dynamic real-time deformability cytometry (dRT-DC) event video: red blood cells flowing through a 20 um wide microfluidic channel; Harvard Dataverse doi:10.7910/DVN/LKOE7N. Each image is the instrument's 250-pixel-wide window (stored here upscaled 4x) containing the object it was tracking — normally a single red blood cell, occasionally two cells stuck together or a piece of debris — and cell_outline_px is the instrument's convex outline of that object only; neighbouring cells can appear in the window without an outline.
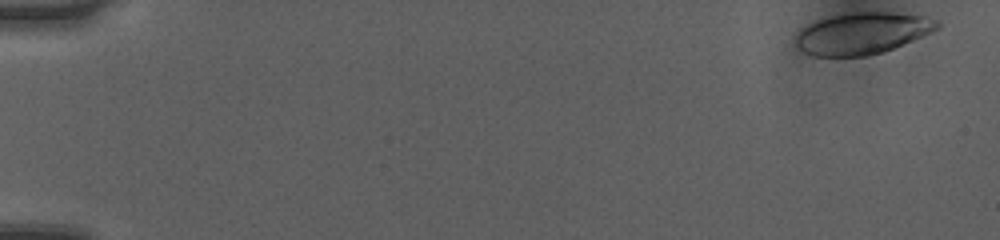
{"species": "human", "species_latin": "Homo sapiens", "temperature_condition": "room temperature", "stored_images_in_passage": 44, "camera_frame_rate_fps": 3000, "um_per_image_px": 0.085, "donor": {"sex": "female"}, "frame": {"image": 1, "passage_image": 1, "time_ms": 0.0, "image_size_px": [1000, 240], "cell_outline_px": [[940, 28], [932, 32], [884, 52], [864, 56], [812, 56], [796, 48], [796, 32], [800, 28], [816, 20], [832, 16], [852, 12], [888, 12], [924, 16], [940, 20]], "centroid_in_image_um": [73.28, 2.83], "position_along_channel_um": 11.7, "area_um2": 34.56}}
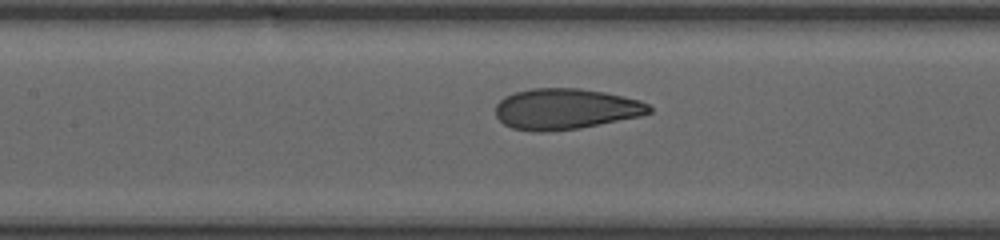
{"frame": {"image": 2, "passage_image": 24, "time_ms": 7.667, "image_size_px": [1000, 240], "cell_outline_px": [[652, 112], [640, 116], [580, 128], [532, 132], [512, 128], [504, 124], [496, 116], [496, 104], [504, 96], [516, 92], [532, 88], [580, 88], [604, 92], [624, 96], [640, 100], [648, 104], [652, 108]], "centroid_in_image_um": [48.08, 9.25], "position_along_channel_um": 159.3, "area_um2": 36.53}}
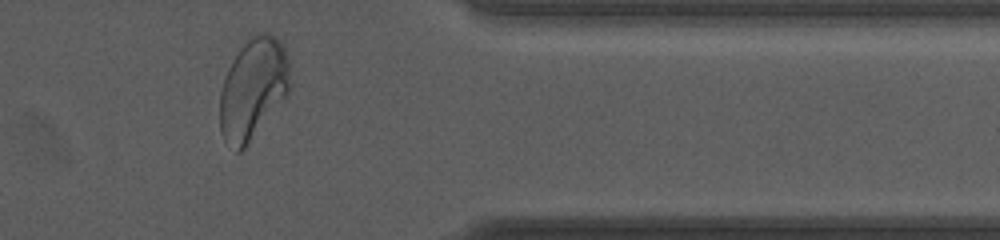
{"frame": {"image": 3, "passage_image": 42, "time_ms": 13.667, "image_size_px": [1000, 240], "cell_outline_px": [[288, 92], [244, 148], [240, 152], [236, 152], [224, 140], [220, 132], [220, 92], [224, 76], [232, 60], [240, 48], [256, 32], [264, 32], [276, 36], [284, 44], [288, 56]], "centroid_in_image_um": [21.47, 7.51], "position_along_channel_um": 389.9, "area_um2": 40.81}, "authors_computed_cell_mechanics": {"area_um2": 36.3562, "velocity_mm_per_s": 4.0442, "shape_relaxation_time_tau1_ms": 3.2363, "shape_relaxation_time_tau2_ms": null, "deformation_change_tau1": 0.1545, "deformation_change_tau2": null}}